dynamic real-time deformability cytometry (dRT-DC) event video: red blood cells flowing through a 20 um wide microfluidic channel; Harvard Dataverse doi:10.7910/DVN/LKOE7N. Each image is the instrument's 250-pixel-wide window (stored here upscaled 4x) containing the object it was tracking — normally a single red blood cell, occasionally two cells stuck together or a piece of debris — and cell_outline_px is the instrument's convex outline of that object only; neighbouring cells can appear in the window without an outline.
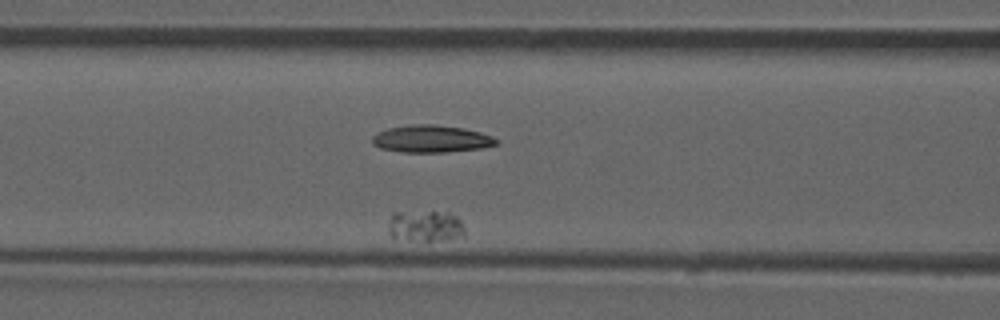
{"species": "common noctule bat (a hibernating species)", "species_latin": "Nyctalus noctula", "temperature_condition": "room temperature", "stored_images_in_passage": 7, "camera_frame_rate_fps": 3000, "um_per_image_px": 0.085, "animal": {"sex": "male", "forearm_length_mm": 52.5}, "frame": {"image": 1, "passage_image": 7, "time_ms": 7.0, "image_size_px": [1000, 320], "cell_outline_px": [[464, 236], [432, 240], [408, 240], [392, 236], [388, 232], [388, 224], [392, 212], [448, 212], [456, 216], [460, 220], [464, 228]], "centroid_in_image_um": [36.12, 19.19], "position_along_channel_um": 130.5, "area_um2": 13.7}}